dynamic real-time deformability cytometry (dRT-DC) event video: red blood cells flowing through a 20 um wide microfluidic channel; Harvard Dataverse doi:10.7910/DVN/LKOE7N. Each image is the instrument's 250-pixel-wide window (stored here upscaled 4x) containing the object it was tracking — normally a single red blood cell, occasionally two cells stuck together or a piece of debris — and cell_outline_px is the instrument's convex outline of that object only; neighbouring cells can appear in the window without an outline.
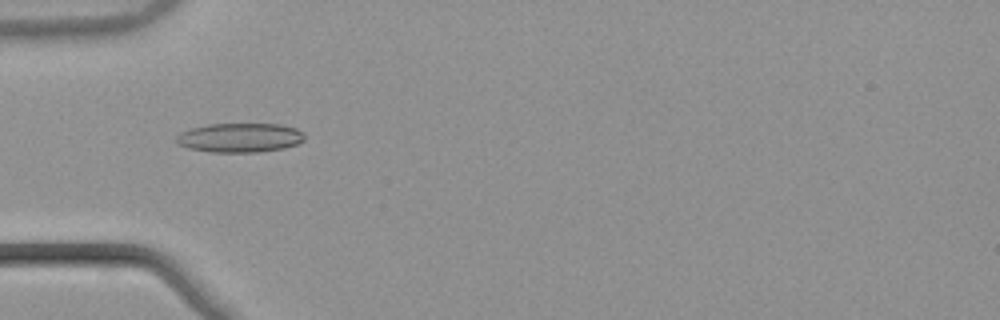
{"species": "common noctule bat (a hibernating species)", "species_latin": "Nyctalus noctula", "temperature_condition": "warm", "stored_images_in_passage": 32, "camera_frame_rate_fps": 3000, "um_per_image_px": 0.085, "animal": {"sex": "male", "body_mass_g": 21.5, "forearm_length_mm": 52.0}, "frame": {"image": 1, "passage_image": 2, "time_ms": 0.333, "image_size_px": [1000, 320], "cell_outline_px": [[304, 140], [296, 144], [284, 148], [256, 152], [212, 152], [188, 148], [176, 144], [176, 136], [180, 132], [188, 128], [208, 124], [280, 124], [296, 128], [304, 132]], "centroid_in_image_um": [20.36, 11.69], "position_along_channel_um": 64.6, "area_um2": 22.02}}
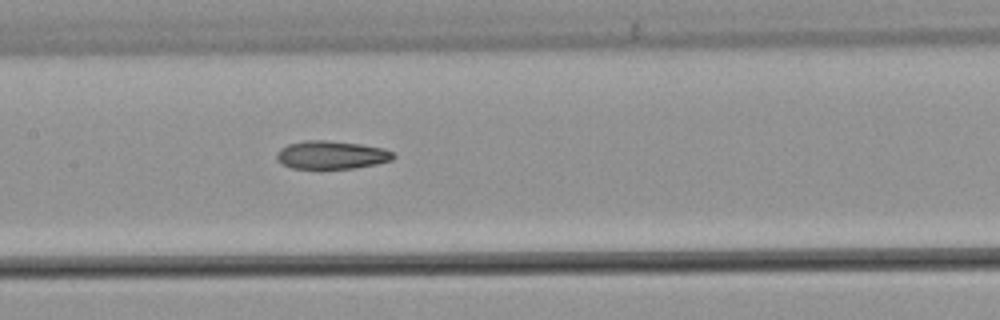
{"frame": {"image": 2, "passage_image": 11, "time_ms": 3.333, "image_size_px": [1000, 320], "cell_outline_px": [[396, 156], [392, 160], [376, 164], [356, 168], [320, 172], [292, 168], [276, 160], [276, 152], [280, 148], [288, 144], [304, 140], [328, 140], [360, 144], [384, 148], [392, 152]], "centroid_in_image_um": [28.13, 13.22], "position_along_channel_um": 179.3, "area_um2": 20.11}}
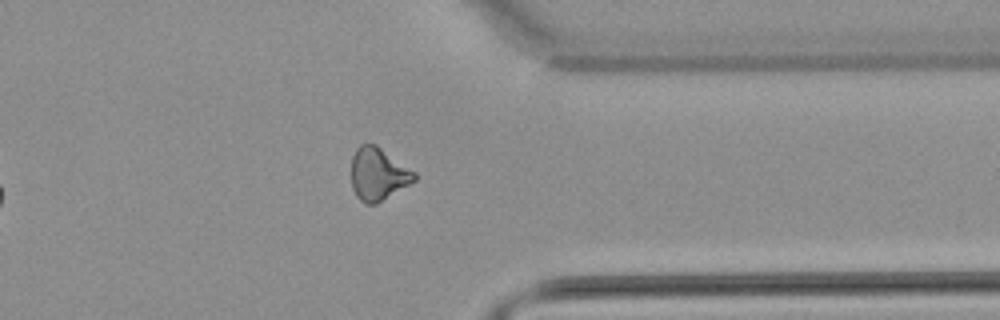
{"frame": {"image": 3, "passage_image": 27, "time_ms": 8.667, "image_size_px": [1000, 320], "cell_outline_px": [[416, 180], [376, 204], [364, 204], [356, 196], [352, 188], [352, 156], [356, 148], [360, 144], [376, 144], [416, 172]], "centroid_in_image_um": [32.13, 14.79], "position_along_channel_um": 379.3, "area_um2": 19.36}, "authors_computed_cell_mechanics": {"area_um2": 19.3919, "velocity_mm_per_s": 3.8668, "shape_relaxation_time_tau1_ms": 8.002, "shape_relaxation_time_tau2_ms": 5.5449, "deformation_change_tau1": 0.1999, "deformation_change_tau2": 0.1577}}